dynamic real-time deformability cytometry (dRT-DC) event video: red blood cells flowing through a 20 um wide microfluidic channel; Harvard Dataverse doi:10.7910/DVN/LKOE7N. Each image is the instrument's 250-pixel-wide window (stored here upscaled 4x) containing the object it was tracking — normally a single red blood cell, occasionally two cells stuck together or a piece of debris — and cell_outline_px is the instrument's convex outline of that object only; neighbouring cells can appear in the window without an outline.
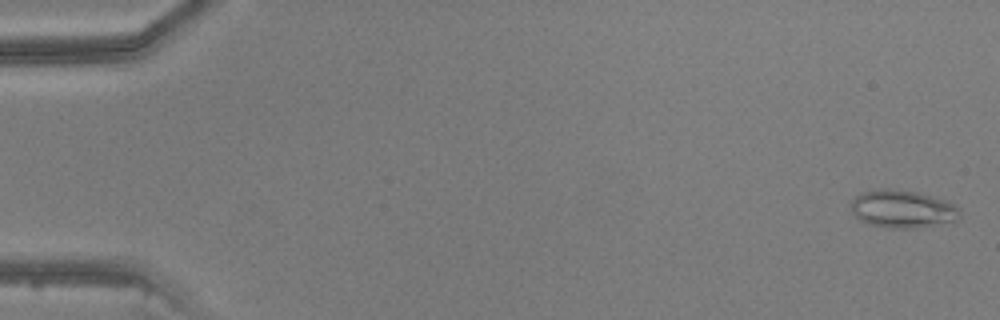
{"species": "common noctule bat (a hibernating species)", "species_latin": "Nyctalus noctula", "temperature_condition": "warm", "stored_images_in_passage": 10, "camera_frame_rate_fps": 3000, "um_per_image_px": 0.085, "animal": {"sex": "male", "body_mass_g": 20.5, "forearm_length_mm": 52.5}, "frame": {"image": 1, "passage_image": 1, "time_ms": 0.0, "image_size_px": [1000, 320], "cell_outline_px": [[960, 216], [956, 220], [920, 228], [888, 228], [868, 224], [860, 220], [852, 212], [848, 204], [860, 192], [880, 188], [888, 188], [920, 192], [944, 200], [960, 208]], "centroid_in_image_um": [76.67, 17.75], "position_along_channel_um": 8.3, "area_um2": 24.28}}